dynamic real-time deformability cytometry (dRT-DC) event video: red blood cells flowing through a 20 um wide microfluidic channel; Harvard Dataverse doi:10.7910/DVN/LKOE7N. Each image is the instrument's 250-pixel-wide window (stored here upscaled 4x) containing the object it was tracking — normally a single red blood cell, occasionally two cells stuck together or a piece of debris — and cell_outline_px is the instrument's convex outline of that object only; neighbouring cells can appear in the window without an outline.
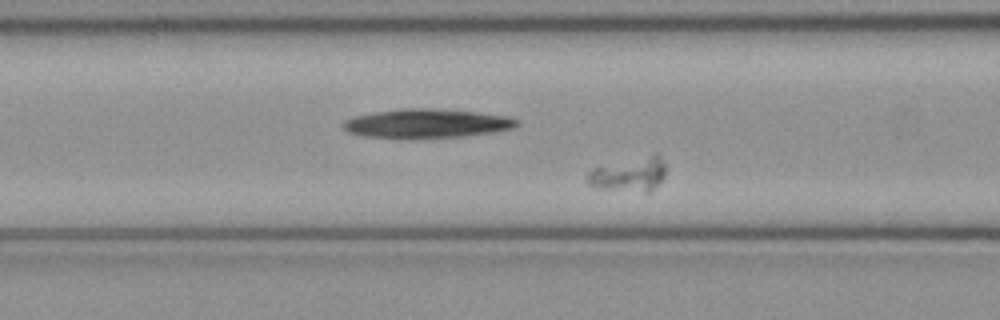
{"species": "common noctule bat (a hibernating species)", "species_latin": "Nyctalus noctula", "temperature_condition": "cold", "stored_images_in_passage": 41, "camera_frame_rate_fps": 3000, "um_per_image_px": 0.085, "animal": {"sex": "female", "body_mass_g": 21.9}, "frame": {"image": 1, "passage_image": 8, "time_ms": 2.333, "image_size_px": [1000, 320], "cell_outline_px": [[664, 176], [648, 192], [644, 192], [596, 188], [588, 184], [588, 172], [592, 168], [656, 152], [660, 156], [664, 164]], "centroid_in_image_um": [53.47, 14.8], "position_along_channel_um": 113.1, "area_um2": 15.49}}
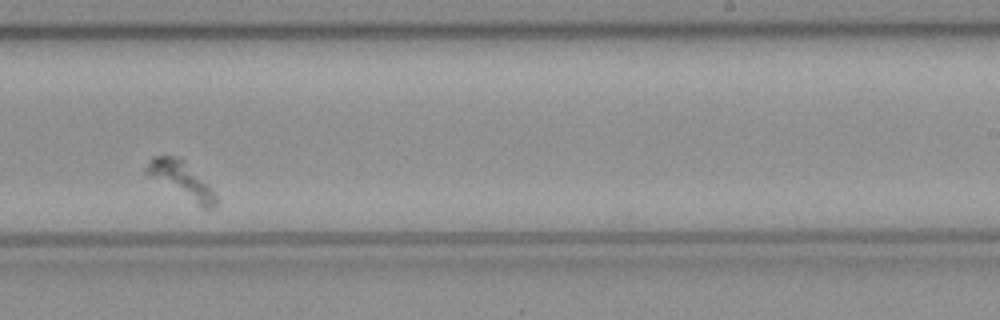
{"frame": {"image": 2, "passage_image": 21, "time_ms": 6.667, "image_size_px": [1000, 320], "cell_outline_px": [[216, 204], [212, 208], [200, 208], [144, 172], [144, 168], [148, 160], [152, 156], [180, 156], [208, 184], [216, 196]], "centroid_in_image_um": [15.4, 15.28], "position_along_channel_um": 273.6, "area_um2": 14.62}}
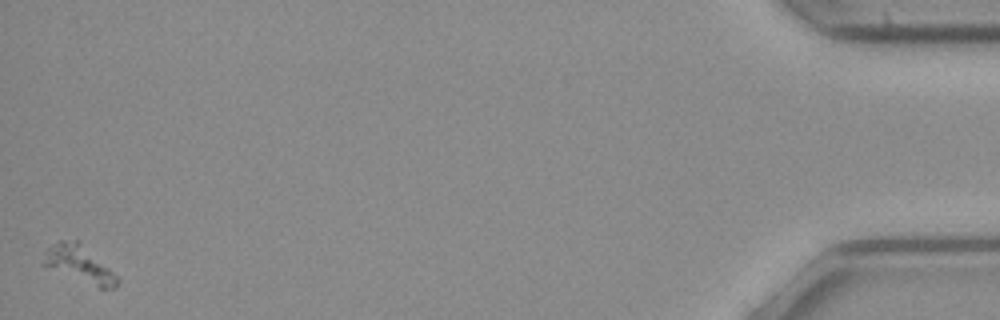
{"frame": {"image": 3, "passage_image": 41, "time_ms": 13.333, "image_size_px": [1000, 320], "cell_outline_px": [[120, 280], [116, 288], [100, 288], [44, 264], [44, 252], [48, 248], [60, 240], [80, 240]], "centroid_in_image_um": [6.79, 22.41], "position_along_channel_um": 428.4, "area_um2": 14.97}}